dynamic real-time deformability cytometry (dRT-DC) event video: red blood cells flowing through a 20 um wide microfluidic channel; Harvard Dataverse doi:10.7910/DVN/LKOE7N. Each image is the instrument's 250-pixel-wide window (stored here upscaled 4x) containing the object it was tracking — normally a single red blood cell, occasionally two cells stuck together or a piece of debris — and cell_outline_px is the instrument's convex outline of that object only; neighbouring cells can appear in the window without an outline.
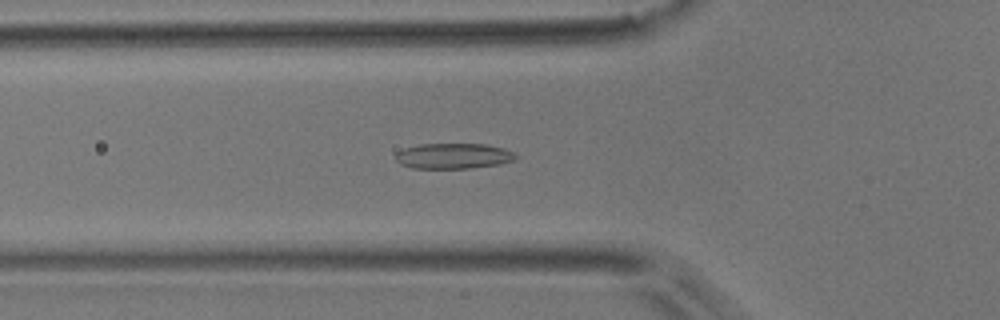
{"species": "common noctule bat (a hibernating species)", "species_latin": "Nyctalus noctula", "temperature_condition": "room temperature", "stored_images_in_passage": 31, "camera_frame_rate_fps": 3000, "um_per_image_px": 0.085, "animal": {"sex": "male", "body_mass_g": 17.9}, "frame": {"image": 1, "passage_image": 7, "time_ms": 2.0, "image_size_px": [1000, 320], "cell_outline_px": [[520, 156], [512, 160], [500, 164], [468, 168], [412, 168], [400, 164], [396, 160], [396, 152], [404, 148], [420, 144], [488, 144], [504, 148]], "centroid_in_image_um": [38.54, 13.25], "position_along_channel_um": 87.3, "area_um2": 17.86}}
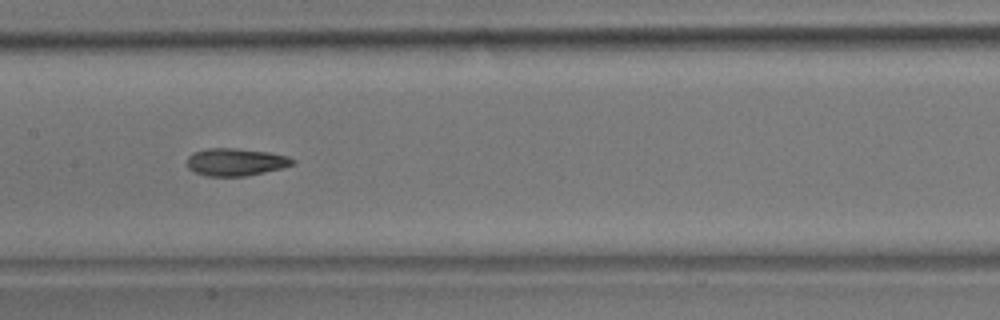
{"frame": {"image": 2, "passage_image": 15, "time_ms": 4.667, "image_size_px": [1000, 320], "cell_outline_px": [[296, 164], [264, 172], [244, 176], [204, 176], [192, 172], [188, 168], [188, 156], [196, 152], [208, 148], [236, 148], [268, 152], [288, 156], [296, 160]], "centroid_in_image_um": [20.04, 13.77], "position_along_channel_um": 187.4, "area_um2": 16.94}}
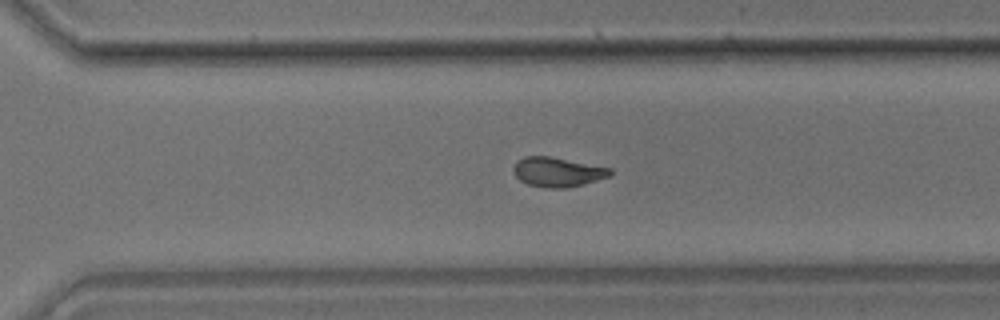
{"frame": {"image": 3, "passage_image": 26, "time_ms": 8.333, "image_size_px": [1000, 320], "cell_outline_px": [[612, 176], [584, 184], [564, 188], [544, 188], [528, 184], [520, 180], [512, 172], [512, 168], [516, 160], [524, 156], [548, 156], [612, 168]], "centroid_in_image_um": [47.38, 14.62], "position_along_channel_um": 323.2, "area_um2": 16.82}, "authors_computed_cell_mechanics": {"area_um2": 16.7042, "velocity_mm_per_s": 3.7202, "shape_relaxation_time_tau1_ms": 9.4996, "shape_relaxation_time_tau2_ms": 2.5518, "deformation_change_tau1": 0.201, "deformation_change_tau2": 0.0869}}